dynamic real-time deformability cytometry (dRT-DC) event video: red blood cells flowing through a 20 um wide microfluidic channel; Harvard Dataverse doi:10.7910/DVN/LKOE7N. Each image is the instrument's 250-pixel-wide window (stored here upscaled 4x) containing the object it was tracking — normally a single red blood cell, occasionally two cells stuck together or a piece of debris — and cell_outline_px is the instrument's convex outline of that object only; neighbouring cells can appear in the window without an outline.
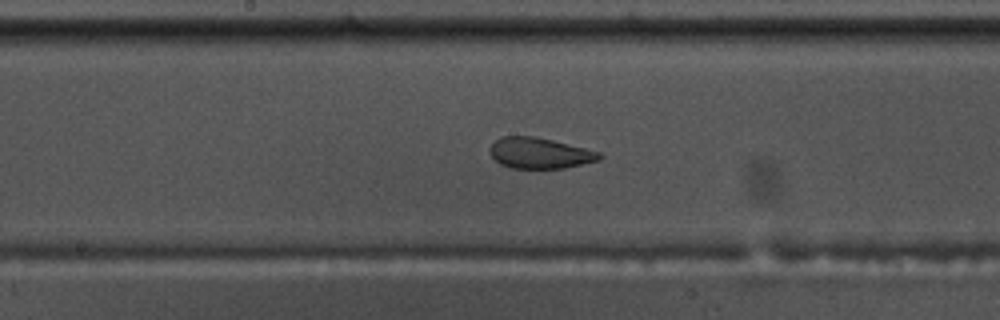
{"species": "common noctule bat (a hibernating species)", "species_latin": "Nyctalus noctula", "temperature_condition": "warm", "stored_images_in_passage": 51, "camera_frame_rate_fps": 3000, "um_per_image_px": 0.085, "animal": {"sex": "male", "body_mass_g": 17.5, "forearm_length_mm": 52.3}, "frame": {"image": 1, "passage_image": 29, "time_ms": 9.333, "image_size_px": [1000, 320], "cell_outline_px": [[604, 156], [600, 160], [564, 168], [512, 168], [500, 164], [492, 156], [492, 144], [496, 140], [504, 136], [536, 136], [600, 152]], "centroid_in_image_um": [45.92, 13.02], "position_along_channel_um": 202.3, "area_um2": 19.42}}
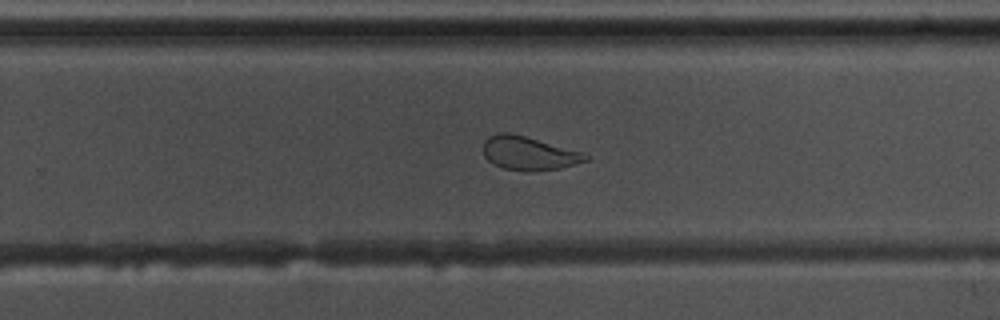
{"frame": {"image": 2, "passage_image": 36, "time_ms": 11.667, "image_size_px": [1000, 320], "cell_outline_px": [[588, 160], [560, 168], [528, 172], [504, 168], [488, 160], [484, 156], [484, 140], [488, 136], [496, 132], [508, 132], [524, 136], [584, 152], [588, 156]], "centroid_in_image_um": [44.93, 13.02], "position_along_channel_um": 284.9, "area_um2": 19.94}}
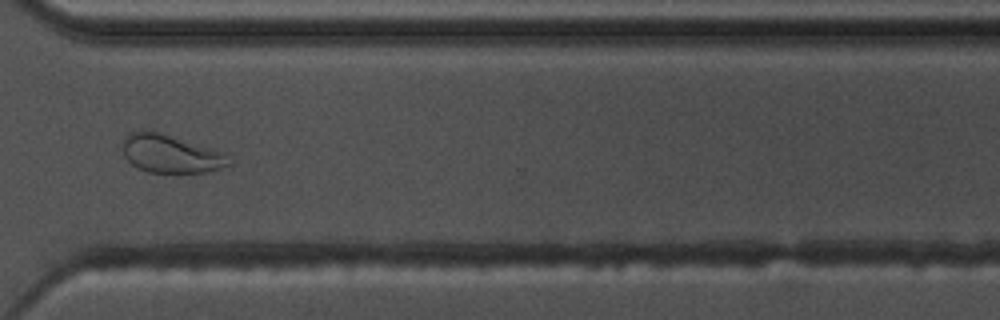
{"frame": {"image": 3, "passage_image": 42, "time_ms": 13.667, "image_size_px": [1000, 320], "cell_outline_px": [[232, 164], [208, 172], [148, 172], [132, 164], [124, 156], [120, 144], [132, 132], [156, 132], [212, 148], [224, 152]], "centroid_in_image_um": [14.51, 13.1], "position_along_channel_um": 356.1, "area_um2": 23.06}, "authors_computed_cell_mechanics": {"area_um2": 22.7154, "velocity_mm_per_s": 3.5446, "shape_relaxation_time_tau1_ms": null, "shape_relaxation_time_tau2_ms": 1.4924, "deformation_change_tau1": null, "deformation_change_tau2": 0.0816}}